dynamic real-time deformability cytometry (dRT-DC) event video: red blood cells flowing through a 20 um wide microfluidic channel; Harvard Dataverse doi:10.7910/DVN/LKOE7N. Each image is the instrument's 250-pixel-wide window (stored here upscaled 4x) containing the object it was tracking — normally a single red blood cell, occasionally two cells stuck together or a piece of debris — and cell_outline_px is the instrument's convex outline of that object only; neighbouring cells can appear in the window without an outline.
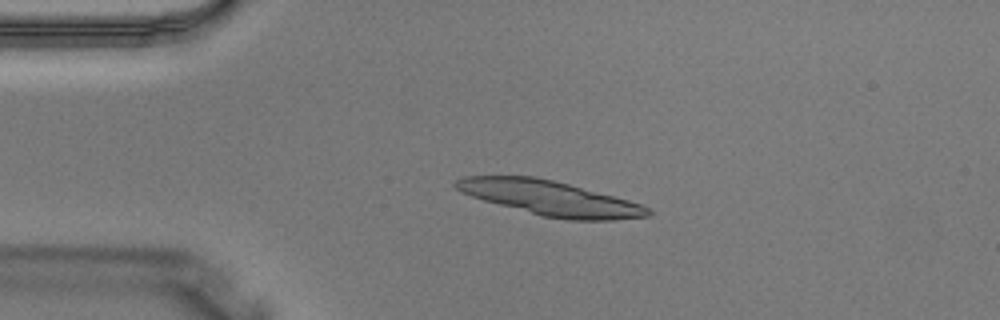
{"species": "Egyptian fruit bat (a non-hibernating species)", "species_latin": "Rousettus aegyptiacus", "temperature_condition": "warm", "stored_images_in_passage": 4, "segment_of_instrument_passage": [1, 2], "camera_frame_rate_fps": 3000, "um_per_image_px": 0.085, "animal": {"sex": "male"}, "frame": {"image": 1, "passage_image": 3, "time_ms": 0.667, "image_size_px": [1000, 320], "cell_outline_px": [[652, 216], [612, 220], [568, 220], [544, 216], [484, 200], [460, 192], [452, 184], [456, 180], [464, 176], [536, 176], [568, 184], [628, 200], [640, 204], [648, 208], [652, 212]], "centroid_in_image_um": [46.75, 16.84], "position_along_channel_um": 38.2, "area_um2": 38.32}}